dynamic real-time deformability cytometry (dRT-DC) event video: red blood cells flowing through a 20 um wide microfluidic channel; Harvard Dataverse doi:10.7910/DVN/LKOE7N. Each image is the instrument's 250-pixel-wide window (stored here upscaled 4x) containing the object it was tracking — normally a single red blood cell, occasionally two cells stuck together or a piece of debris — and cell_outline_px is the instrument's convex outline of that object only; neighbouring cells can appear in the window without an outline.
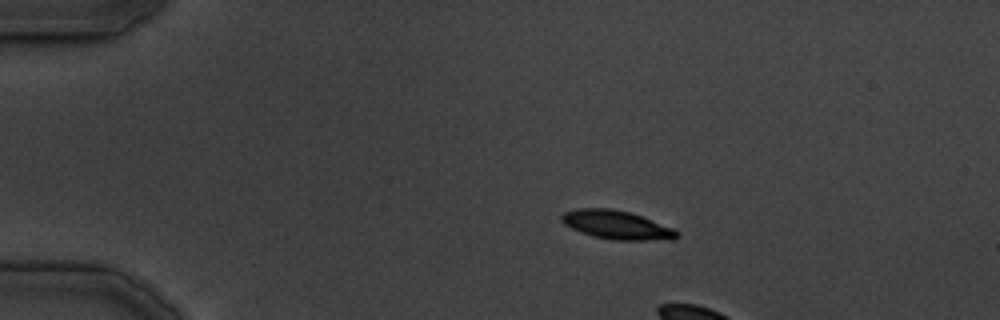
{"species": "common noctule bat (a hibernating species)", "species_latin": "Nyctalus noctula", "temperature_condition": "cold", "stored_images_in_passage": 4, "camera_frame_rate_fps": 3000, "um_per_image_px": 0.085, "animal": {"sex": "male", "body_mass_g": 19.5, "forearm_length_mm": 54.6}, "frame": {"image": 1, "passage_image": 1, "time_ms": 0.0, "image_size_px": [1000, 320], "cell_outline_px": [[680, 236], [676, 240], [612, 240], [592, 236], [580, 232], [564, 224], [560, 220], [560, 216], [564, 212], [576, 208], [612, 208], [628, 212], [640, 216], [672, 228], [680, 232]], "centroid_in_image_um": [52.41, 19.13], "position_along_channel_um": 32.6, "area_um2": 19.36}}